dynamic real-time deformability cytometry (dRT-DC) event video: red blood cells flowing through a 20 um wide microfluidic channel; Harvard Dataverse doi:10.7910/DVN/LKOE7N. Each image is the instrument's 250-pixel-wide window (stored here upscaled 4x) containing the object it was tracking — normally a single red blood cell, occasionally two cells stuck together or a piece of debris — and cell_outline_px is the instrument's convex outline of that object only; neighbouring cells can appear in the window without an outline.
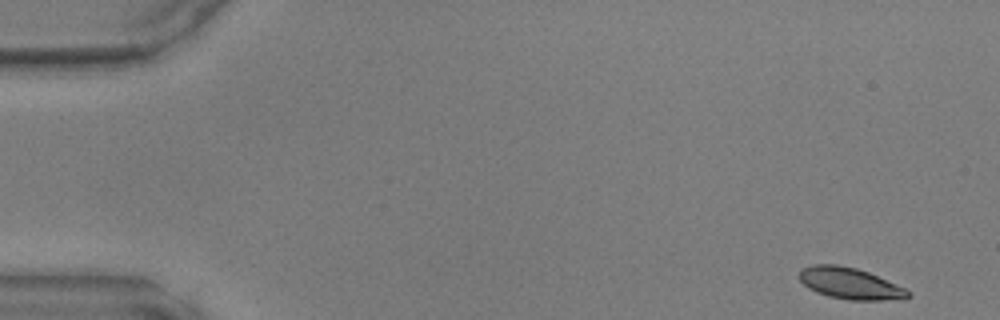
{"species": "common noctule bat (a hibernating species)", "species_latin": "Nyctalus noctula", "temperature_condition": "warm", "stored_images_in_passage": 46, "camera_frame_rate_fps": 3000, "um_per_image_px": 0.085, "animal": {"sex": "male", "body_mass_g": 17.9, "forearm_length_mm": 54.2}, "frame": {"image": 1, "passage_image": 1, "time_ms": 0.0, "image_size_px": [1000, 320], "cell_outline_px": [[912, 296], [904, 300], [848, 300], [828, 296], [816, 292], [808, 288], [800, 280], [800, 268], [812, 264], [836, 264], [856, 268], [868, 272], [904, 288], [912, 292]], "centroid_in_image_um": [72.27, 24.1], "position_along_channel_um": 12.7, "area_um2": 20.06}}
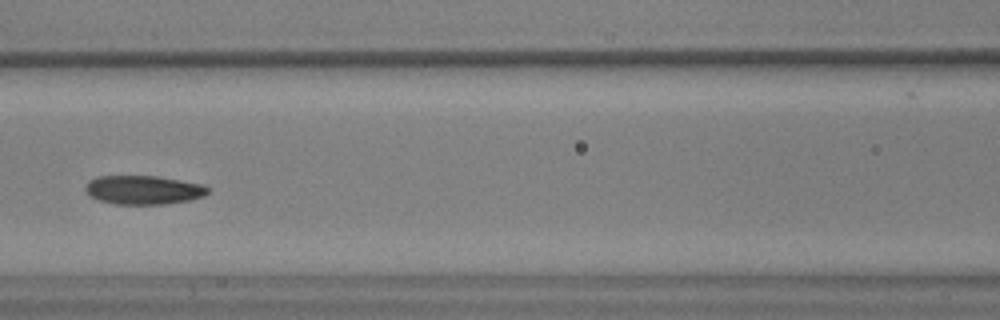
{"frame": {"image": 2, "passage_image": 20, "time_ms": 6.333, "image_size_px": [1000, 320], "cell_outline_px": [[208, 192], [204, 196], [188, 200], [164, 204], [116, 204], [96, 200], [84, 188], [84, 184], [88, 180], [96, 176], [156, 176], [204, 184], [208, 188]], "centroid_in_image_um": [12.16, 16.13], "position_along_channel_um": 154.4, "area_um2": 20.63}}
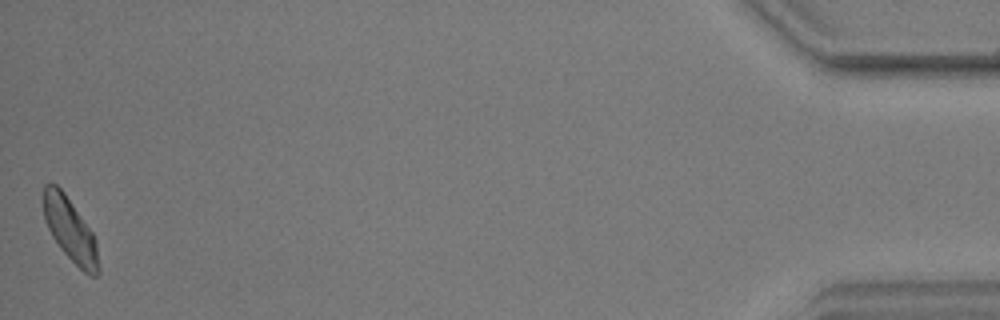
{"frame": {"image": 3, "passage_image": 46, "time_ms": 15.0, "image_size_px": [1000, 320], "cell_outline_px": [[100, 272], [96, 276], [88, 276], [60, 248], [52, 236], [44, 220], [40, 200], [44, 184], [56, 184], [64, 192], [92, 232], [96, 240], [100, 268]], "centroid_in_image_um": [5.93, 19.51], "position_along_channel_um": 429.3, "area_um2": 20.69}}